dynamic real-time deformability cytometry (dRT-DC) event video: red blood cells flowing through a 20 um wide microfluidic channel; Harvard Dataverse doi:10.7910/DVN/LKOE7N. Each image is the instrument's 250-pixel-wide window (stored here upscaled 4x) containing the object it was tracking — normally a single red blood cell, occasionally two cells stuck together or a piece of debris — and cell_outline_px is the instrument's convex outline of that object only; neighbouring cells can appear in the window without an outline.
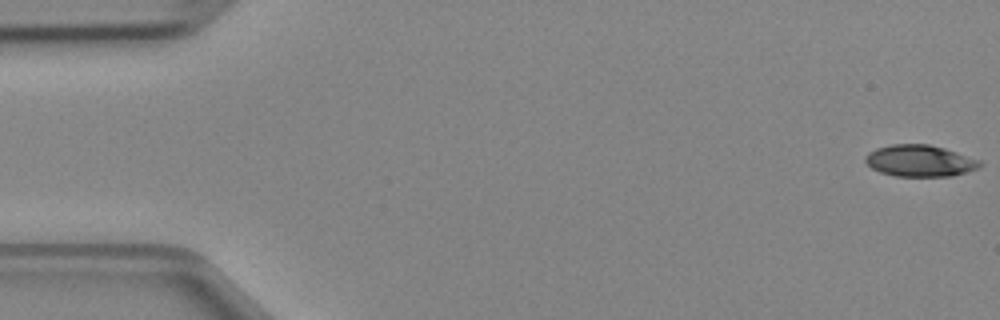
{"species": "Egyptian fruit bat (a non-hibernating species)", "species_latin": "Rousettus aegyptiacus", "temperature_condition": "cold", "stored_images_in_passage": 5, "camera_frame_rate_fps": 3000, "um_per_image_px": 0.085, "animal": {"sex": "female"}, "frame": {"image": 1, "passage_image": 1, "time_ms": 0.0, "image_size_px": [1000, 320], "cell_outline_px": [[984, 164], [980, 168], [968, 172], [952, 176], [896, 176], [880, 172], [872, 168], [864, 160], [864, 156], [868, 152], [876, 148], [892, 144], [928, 144], [944, 148], [980, 160]], "centroid_in_image_um": [78.2, 13.67], "position_along_channel_um": 6.8, "area_um2": 21.21}}
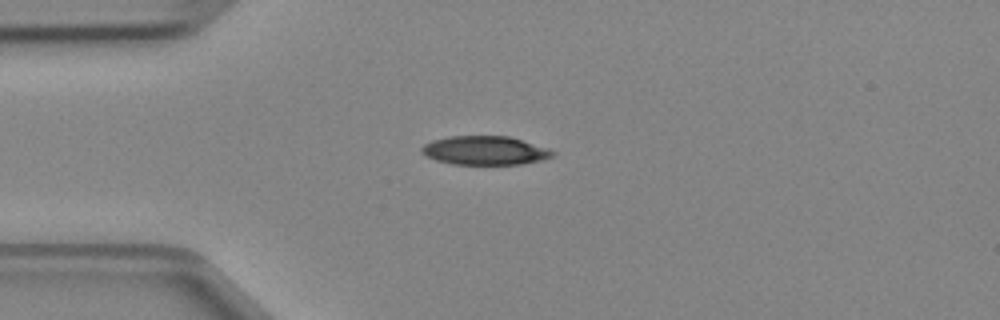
{"frame": {"image": 2, "passage_image": 4, "time_ms": 1.0, "image_size_px": [1000, 320], "cell_outline_px": [[556, 152], [552, 156], [544, 160], [520, 164], [452, 164], [436, 160], [420, 152], [420, 148], [424, 144], [432, 140], [448, 136], [508, 136], [548, 148]], "centroid_in_image_um": [41.21, 12.79], "position_along_channel_um": 43.8, "area_um2": 21.96}}